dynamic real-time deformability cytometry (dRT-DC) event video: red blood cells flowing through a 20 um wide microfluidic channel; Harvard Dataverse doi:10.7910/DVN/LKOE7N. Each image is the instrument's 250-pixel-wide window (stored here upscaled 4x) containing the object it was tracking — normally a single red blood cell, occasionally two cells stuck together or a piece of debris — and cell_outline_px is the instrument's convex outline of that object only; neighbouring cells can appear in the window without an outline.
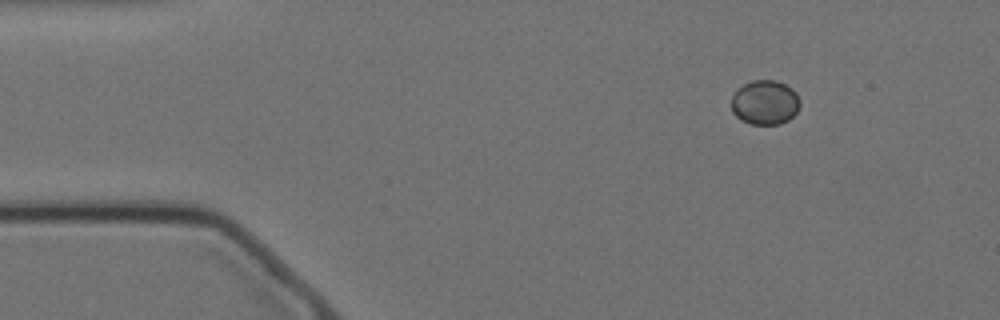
{"species": "Egyptian fruit bat (a non-hibernating species)", "species_latin": "Rousettus aegyptiacus", "temperature_condition": "cold", "stored_images_in_passage": 49, "camera_frame_rate_fps": 3000, "um_per_image_px": 0.085, "animal": {"sex": "female"}, "frame": {"image": 1, "passage_image": 1, "time_ms": 0.0, "image_size_px": [1000, 320], "cell_outline_px": [[800, 104], [796, 112], [788, 120], [780, 124], [752, 124], [740, 120], [732, 112], [732, 96], [744, 84], [752, 80], [776, 80], [792, 88], [796, 92], [800, 100]], "centroid_in_image_um": [65.03, 8.71], "position_along_channel_um": 20.0, "area_um2": 17.74}}
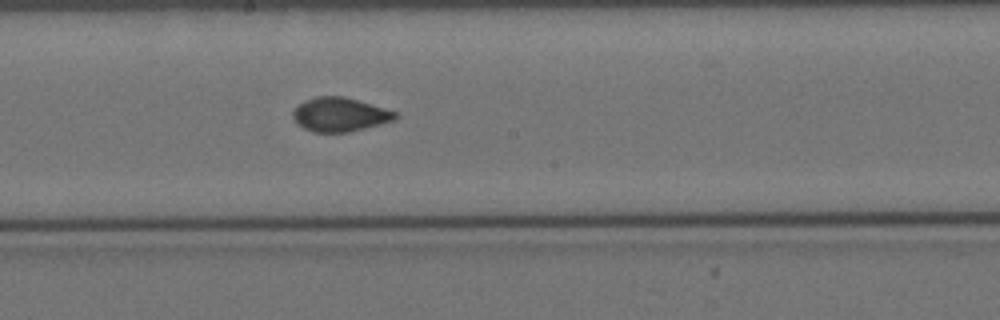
{"frame": {"image": 2, "passage_image": 24, "time_ms": 7.667, "image_size_px": [1000, 320], "cell_outline_px": [[400, 116], [396, 120], [348, 132], [312, 132], [304, 128], [292, 116], [292, 112], [296, 104], [316, 96], [344, 96], [396, 112]], "centroid_in_image_um": [28.88, 9.73], "position_along_channel_um": 219.3, "area_um2": 20.17}}
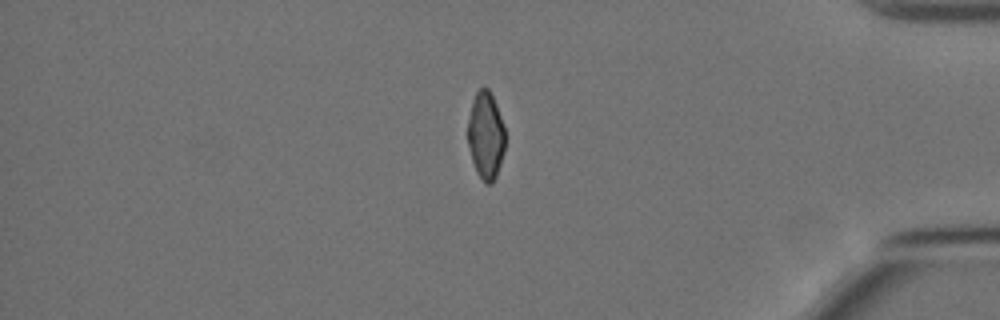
{"frame": {"image": 3, "passage_image": 42, "time_ms": 13.667, "image_size_px": [1000, 320], "cell_outline_px": [[504, 152], [496, 176], [492, 184], [484, 184], [476, 172], [472, 160], [468, 144], [468, 120], [472, 100], [476, 92], [480, 88], [488, 88], [496, 104], [504, 124]], "centroid_in_image_um": [41.28, 11.54], "position_along_channel_um": 393.9, "area_um2": 19.02}}